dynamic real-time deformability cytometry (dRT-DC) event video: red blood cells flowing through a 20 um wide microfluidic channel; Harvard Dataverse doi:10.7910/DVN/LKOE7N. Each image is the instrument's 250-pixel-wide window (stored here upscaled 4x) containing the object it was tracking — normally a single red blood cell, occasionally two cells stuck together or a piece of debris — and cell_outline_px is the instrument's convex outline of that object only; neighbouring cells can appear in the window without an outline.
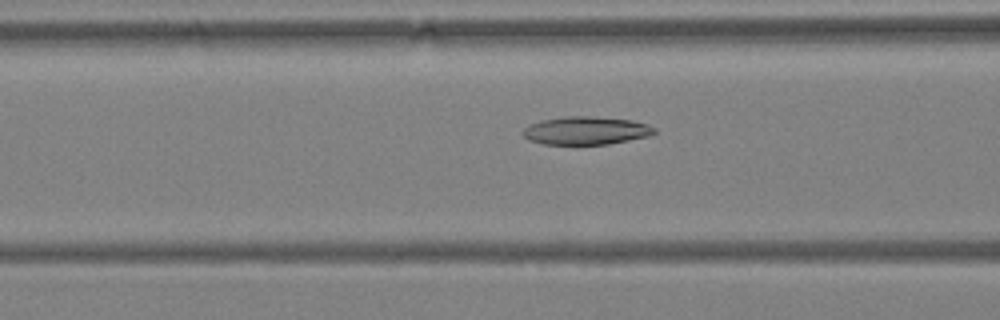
{"species": "Egyptian fruit bat (a non-hibernating species)", "species_latin": "Rousettus aegyptiacus", "temperature_condition": "warm", "stored_images_in_passage": 39, "camera_frame_rate_fps": 3000, "um_per_image_px": 0.085, "animal": {"sex": "female"}, "frame": {"image": 1, "passage_image": 8, "time_ms": 2.333, "image_size_px": [1000, 320], "cell_outline_px": [[656, 132], [648, 136], [608, 144], [544, 144], [528, 140], [520, 132], [524, 128], [540, 120], [564, 116], [588, 116], [632, 120], [648, 124], [656, 128]], "centroid_in_image_um": [49.79, 11.09], "position_along_channel_um": 116.8, "area_um2": 21.5}}
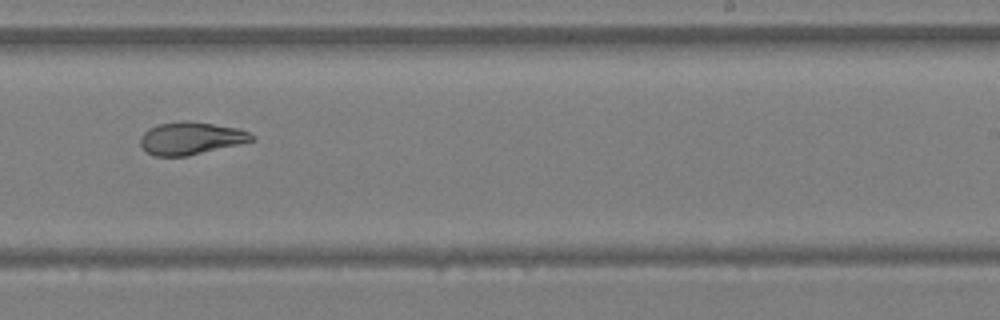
{"frame": {"image": 2, "passage_image": 20, "time_ms": 6.333, "image_size_px": [1000, 320], "cell_outline_px": [[256, 136], [252, 140], [188, 156], [156, 156], [148, 152], [140, 144], [140, 136], [148, 128], [156, 124], [180, 120], [184, 120], [240, 128]], "centroid_in_image_um": [16.17, 11.73], "position_along_channel_um": 272.8, "area_um2": 20.98}}
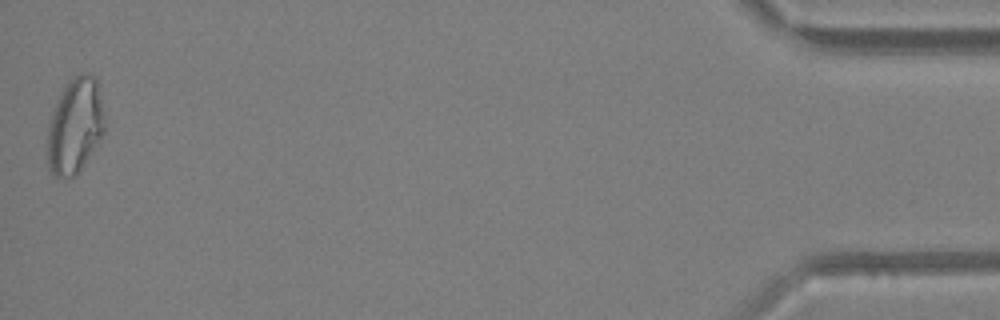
{"frame": {"image": 3, "passage_image": 39, "time_ms": 12.667, "image_size_px": [1000, 320], "cell_outline_px": [[104, 132], [76, 176], [52, 176], [48, 168], [48, 124], [56, 100], [64, 84], [68, 80], [84, 72], [88, 72], [96, 76], [100, 84], [104, 116]], "centroid_in_image_um": [6.38, 10.62], "position_along_channel_um": 428.8, "area_um2": 32.14}, "authors_computed_cell_mechanics": {"area_um2": 22.253, "velocity_mm_per_s": 3.907, "shape_relaxation_time_tau1_ms": null, "shape_relaxation_time_tau2_ms": 4.2473, "deformation_change_tau1": null, "deformation_change_tau2": 0.0716}}